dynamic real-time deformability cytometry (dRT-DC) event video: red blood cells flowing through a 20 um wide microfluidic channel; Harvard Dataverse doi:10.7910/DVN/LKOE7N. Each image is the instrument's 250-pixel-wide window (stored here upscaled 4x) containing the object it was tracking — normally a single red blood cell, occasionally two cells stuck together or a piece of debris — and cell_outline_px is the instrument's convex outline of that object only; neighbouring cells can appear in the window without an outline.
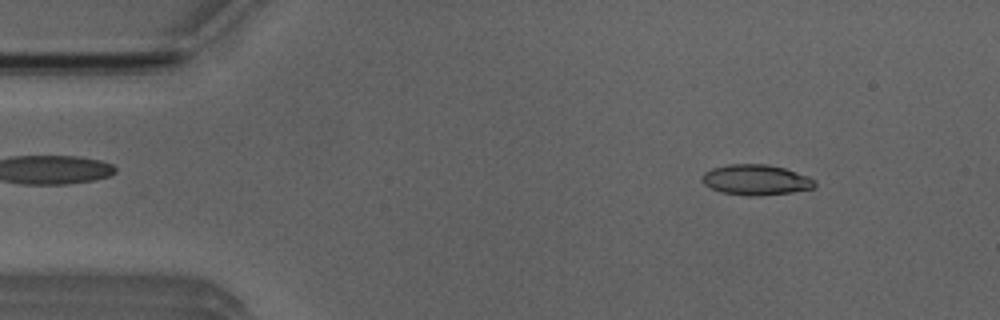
{"species": "Egyptian fruit bat (a non-hibernating species)", "species_latin": "Rousettus aegyptiacus", "temperature_condition": "room temperature", "stored_images_in_passage": 4, "camera_frame_rate_fps": 3000, "um_per_image_px": 0.085, "animal": {"sex": "male"}, "frame": {"image": 1, "passage_image": 1, "time_ms": 0.0, "image_size_px": [1000, 320], "cell_outline_px": [[816, 184], [812, 188], [792, 192], [760, 196], [748, 196], [720, 192], [704, 184], [700, 180], [700, 176], [704, 172], [712, 168], [728, 164], [768, 164], [784, 168], [808, 176], [816, 180]], "centroid_in_image_um": [64.22, 15.28], "position_along_channel_um": 20.8, "area_um2": 20.17}}
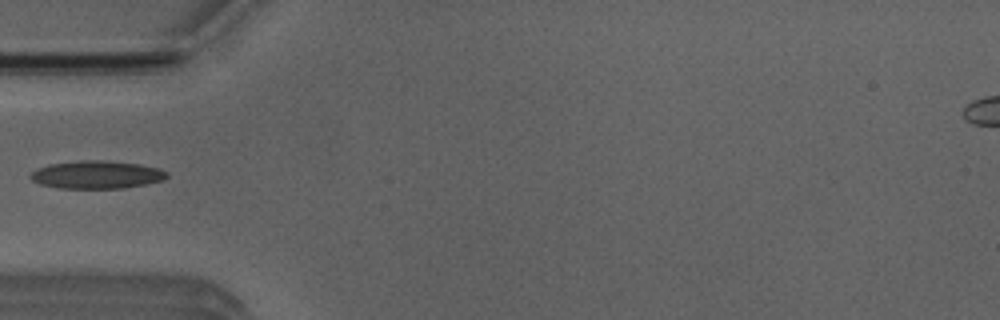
{"frame": {"image": 2, "passage_image": 3, "time_ms": 3.333, "image_size_px": [1000, 320], "cell_outline_px": [[168, 176], [164, 180], [124, 188], [60, 188], [40, 184], [32, 180], [28, 176], [36, 168], [48, 164], [80, 160], [104, 160], [140, 164], [156, 168], [168, 172]], "centroid_in_image_um": [8.19, 14.84], "position_along_channel_um": 76.8, "area_um2": 22.2}}